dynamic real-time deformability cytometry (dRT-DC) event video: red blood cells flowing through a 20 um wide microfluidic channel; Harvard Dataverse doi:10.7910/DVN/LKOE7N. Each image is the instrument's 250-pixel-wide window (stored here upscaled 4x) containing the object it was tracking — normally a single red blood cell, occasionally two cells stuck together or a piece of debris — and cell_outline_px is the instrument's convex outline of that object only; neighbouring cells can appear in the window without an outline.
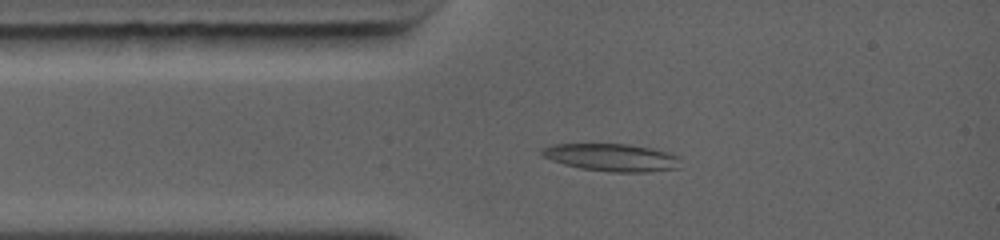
{"species": "common noctule bat (a hibernating species)", "species_latin": "Nyctalus noctula", "temperature_condition": "warm", "stored_images_in_passage": 9, "camera_frame_rate_fps": 5000, "um_per_image_px": 0.085, "animal": {"sex": "female", "body_mass_g": 19.0, "forearm_length_mm": 56.7}, "frame": {"image": 1, "passage_image": 3, "time_ms": 1.8, "image_size_px": [1000, 240], "cell_outline_px": [[660, 168], [632, 172], [624, 172], [584, 168], [568, 164], [560, 160], [556, 148], [568, 144], [612, 144], [640, 148], [656, 152]], "centroid_in_image_um": [51.74, 13.38], "position_along_channel_um": 33.3, "area_um2": 16.53}}
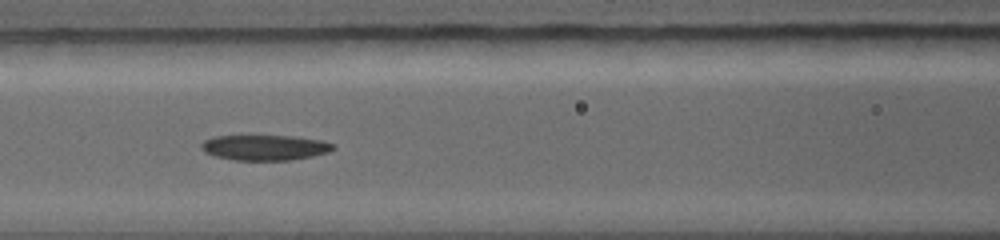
{"frame": {"image": 2, "passage_image": 6, "time_ms": 4.6, "image_size_px": [1000, 240], "cell_outline_px": [[332, 148], [320, 152], [304, 156], [284, 160], [240, 160], [220, 156], [204, 148], [204, 144], [208, 140], [224, 136], [276, 136], [312, 140], [328, 144]], "centroid_in_image_um": [22.42, 12.54], "position_along_channel_um": 144.2, "area_um2": 17.22}}
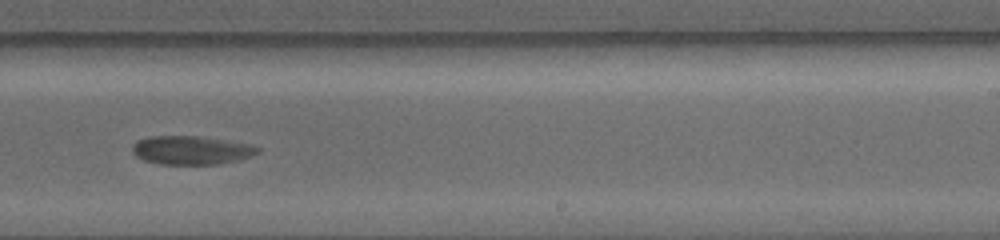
{"frame": {"image": 3, "passage_image": 9, "time_ms": 7.6, "image_size_px": [1000, 240], "cell_outline_px": [[252, 152], [244, 156], [212, 164], [164, 164], [148, 160], [140, 156], [136, 152], [136, 144], [140, 140], [160, 136], [184, 136], [252, 148]], "centroid_in_image_um": [15.98, 12.8], "position_along_channel_um": 273.0, "area_um2": 17.69}}